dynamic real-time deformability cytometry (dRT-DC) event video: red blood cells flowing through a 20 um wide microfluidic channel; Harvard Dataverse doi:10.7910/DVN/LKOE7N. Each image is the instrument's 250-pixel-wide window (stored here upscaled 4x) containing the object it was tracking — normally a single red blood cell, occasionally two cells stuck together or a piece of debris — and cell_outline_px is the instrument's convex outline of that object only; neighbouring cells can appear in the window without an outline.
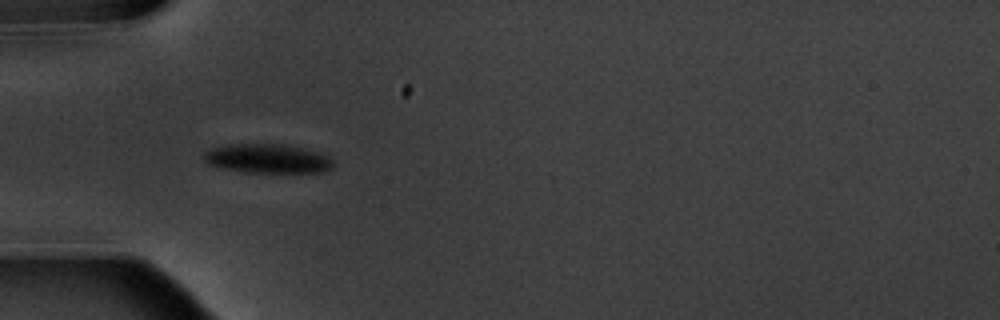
{"species": "common noctule bat (a hibernating species)", "species_latin": "Nyctalus noctula", "temperature_condition": "warm", "stored_images_in_passage": 11, "camera_frame_rate_fps": 3000, "um_per_image_px": 0.085, "animal": {"sex": "male", "body_mass_g": 20.1, "forearm_length_mm": 53.5}, "frame": {"image": 1, "passage_image": 1, "time_ms": 0.0, "image_size_px": [1000, 320], "cell_outline_px": [[336, 164], [332, 168], [324, 172], [244, 172], [216, 168], [208, 164], [204, 160], [204, 152], [212, 148], [228, 144], [280, 144], [320, 152], [328, 156]], "centroid_in_image_um": [22.72, 13.49], "position_along_channel_um": 62.3, "area_um2": 22.14}}
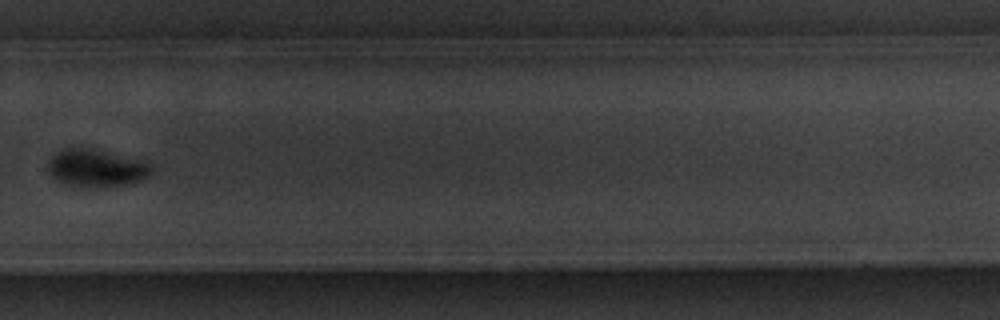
{"frame": {"image": 2, "passage_image": 7, "time_ms": 7.333, "image_size_px": [1000, 320], "cell_outline_px": [[152, 172], [144, 180], [124, 184], [64, 184], [56, 180], [48, 172], [48, 160], [52, 156], [64, 148], [88, 148], [148, 160], [152, 168]], "centroid_in_image_um": [8.22, 14.23], "position_along_channel_um": 321.6, "area_um2": 22.02}}
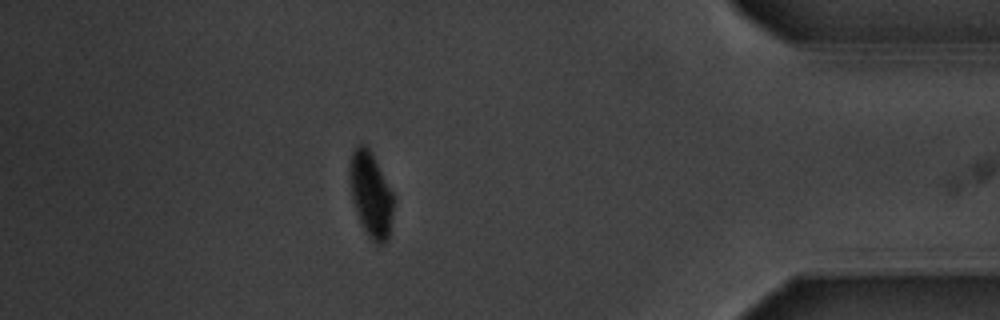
{"frame": {"image": 3, "passage_image": 10, "time_ms": 10.667, "image_size_px": [1000, 320], "cell_outline_px": [[392, 212], [388, 240], [384, 244], [376, 244], [368, 236], [356, 212], [352, 200], [348, 176], [348, 164], [352, 152], [356, 144], [360, 140], [368, 144], [392, 192]], "centroid_in_image_um": [31.47, 16.43], "position_along_channel_um": 403.7, "area_um2": 22.02}, "authors_computed_cell_mechanics": {"area_um2": 22.4842, "velocity_mm_per_s": 3.5824, "shape_relaxation_time_tau1_ms": 1.6186, "shape_relaxation_time_tau2_ms": null, "deformation_change_tau1": 0.0908, "deformation_change_tau2": null}}